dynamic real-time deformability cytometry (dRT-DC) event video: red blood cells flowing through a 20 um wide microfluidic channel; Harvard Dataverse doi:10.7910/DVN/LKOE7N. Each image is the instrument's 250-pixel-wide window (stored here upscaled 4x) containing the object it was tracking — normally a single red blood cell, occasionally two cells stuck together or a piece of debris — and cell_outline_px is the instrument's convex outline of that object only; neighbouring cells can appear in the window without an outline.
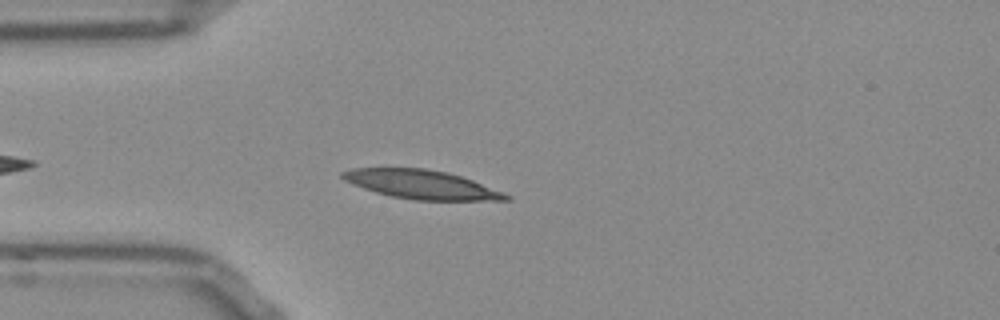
{"species": "Egyptian fruit bat (a non-hibernating species)", "species_latin": "Rousettus aegyptiacus", "temperature_condition": "room temperature", "stored_images_in_passage": 41, "camera_frame_rate_fps": 3000, "um_per_image_px": 0.085, "frame": {"image": 1, "passage_image": 5, "time_ms": 1.333, "image_size_px": [1000, 320], "cell_outline_px": [[512, 200], [416, 200], [392, 196], [376, 192], [352, 184], [344, 180], [340, 176], [340, 172], [352, 168], [424, 168], [448, 172], [472, 180], [504, 192], [512, 196]], "centroid_in_image_um": [35.83, 15.67], "position_along_channel_um": 49.2, "area_um2": 27.4}}
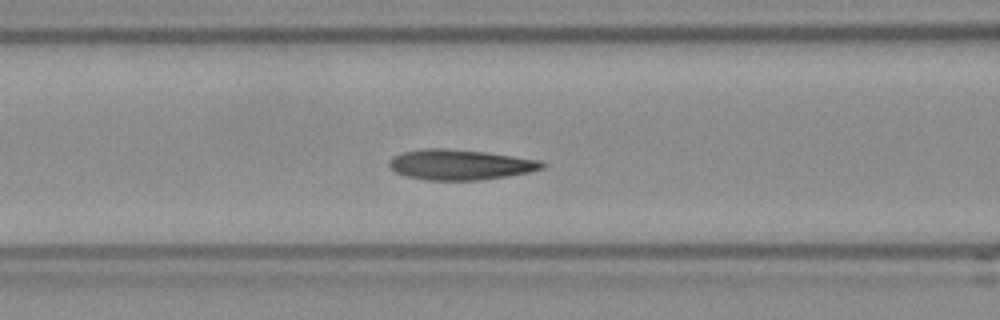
{"frame": {"image": 2, "passage_image": 12, "time_ms": 3.667, "image_size_px": [1000, 320], "cell_outline_px": [[548, 164], [544, 168], [528, 172], [508, 176], [476, 180], [424, 180], [404, 176], [396, 172], [388, 164], [388, 160], [392, 156], [404, 152], [424, 148], [448, 148], [484, 152], [540, 160]], "centroid_in_image_um": [39.09, 13.99], "position_along_channel_um": 127.5, "area_um2": 27.11}}
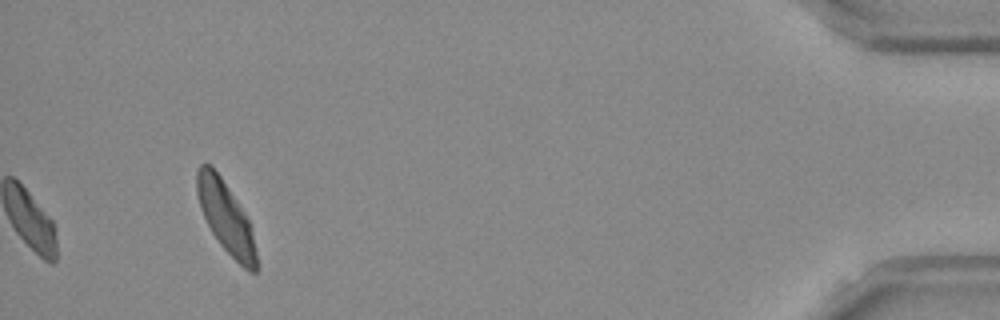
{"frame": {"image": 3, "passage_image": 41, "time_ms": 13.333, "image_size_px": [1000, 320], "cell_outline_px": [[256, 272], [248, 272], [220, 244], [212, 232], [204, 216], [196, 192], [196, 172], [200, 164], [208, 164], [220, 176], [248, 220], [252, 232], [256, 252]], "centroid_in_image_um": [19.18, 18.48], "position_along_channel_um": 416.0, "area_um2": 23.76}, "authors_computed_cell_mechanics": {"area_um2": 26.2412, "velocity_mm_per_s": 3.7607, "shape_relaxation_time_tau1_ms": 4.5349, "shape_relaxation_time_tau2_ms": 1.1591, "deformation_change_tau1": 0.1704, "deformation_change_tau2": 0.0712}}